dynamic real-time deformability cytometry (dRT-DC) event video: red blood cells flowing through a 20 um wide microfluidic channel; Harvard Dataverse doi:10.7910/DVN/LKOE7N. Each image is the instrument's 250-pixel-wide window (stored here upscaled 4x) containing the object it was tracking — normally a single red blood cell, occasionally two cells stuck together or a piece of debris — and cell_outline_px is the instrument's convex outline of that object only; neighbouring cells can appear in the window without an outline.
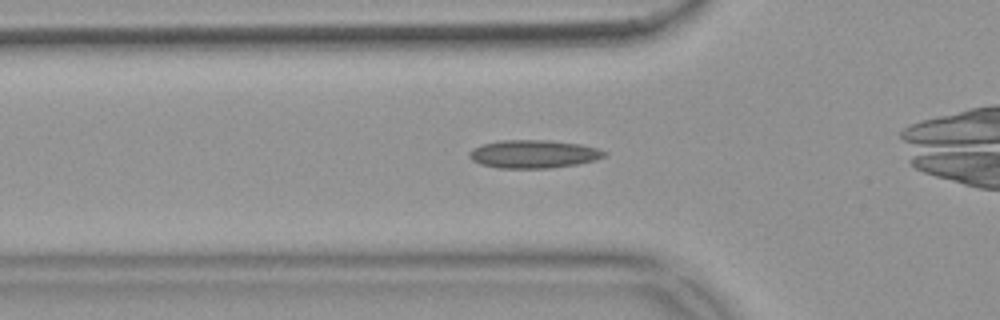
{"species": "common noctule bat (a hibernating species)", "species_latin": "Nyctalus noctula", "temperature_condition": "warm", "stored_images_in_passage": 38, "camera_frame_rate_fps": 3000, "um_per_image_px": 0.085, "animal": {"sex": "female", "body_mass_g": 18.4}, "frame": {"image": 1, "passage_image": 8, "time_ms": 2.333, "image_size_px": [1000, 320], "cell_outline_px": [[608, 152], [604, 156], [596, 160], [576, 164], [548, 168], [500, 168], [480, 164], [472, 160], [468, 156], [468, 152], [472, 148], [484, 144], [500, 140], [548, 140], [580, 144], [596, 148]], "centroid_in_image_um": [45.33, 13.09], "position_along_channel_um": 80.5, "area_um2": 22.08}}
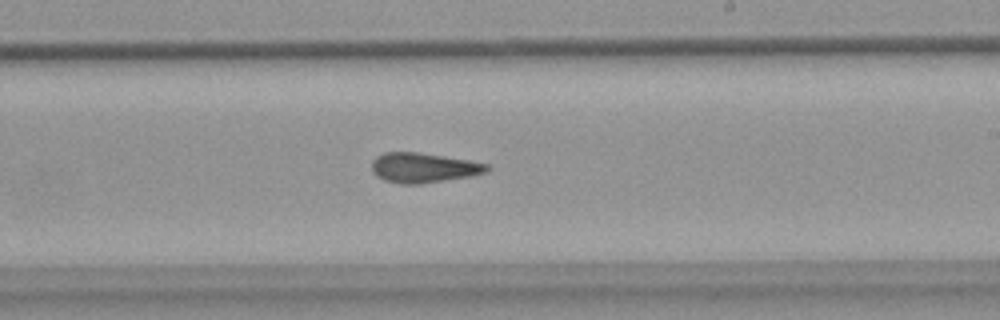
{"frame": {"image": 2, "passage_image": 22, "time_ms": 7.0, "image_size_px": [1000, 320], "cell_outline_px": [[492, 168], [488, 172], [472, 176], [420, 184], [400, 184], [384, 180], [376, 176], [372, 172], [372, 160], [376, 156], [384, 152], [416, 152], [468, 160], [488, 164]], "centroid_in_image_um": [36.0, 14.26], "position_along_channel_um": 253.0, "area_um2": 20.17}}
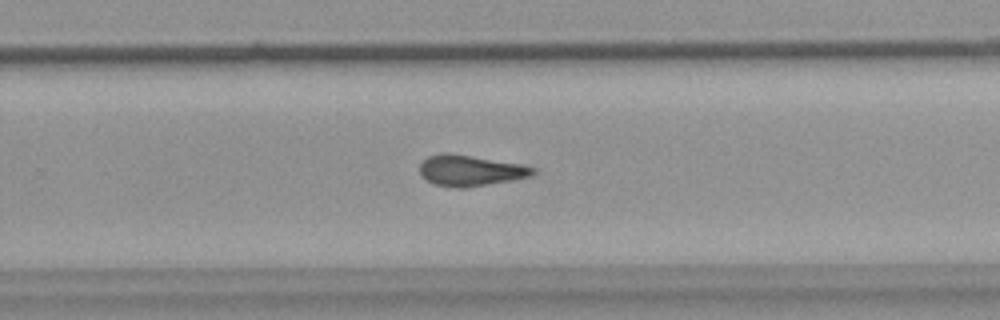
{"frame": {"image": 3, "passage_image": 25, "time_ms": 8.0, "image_size_px": [1000, 320], "cell_outline_px": [[536, 172], [532, 176], [512, 180], [464, 188], [456, 188], [432, 184], [420, 176], [420, 164], [428, 156], [444, 152], [448, 152], [524, 164], [536, 168]], "centroid_in_image_um": [39.98, 14.49], "position_along_channel_um": 289.8, "area_um2": 20.69}, "authors_computed_cell_mechanics": {"area_um2": 20.0566, "velocity_mm_per_s": 3.6978, "shape_relaxation_time_tau1_ms": null, "shape_relaxation_time_tau2_ms": 3.1671, "deformation_change_tau1": null, "deformation_change_tau2": 0.1046}}